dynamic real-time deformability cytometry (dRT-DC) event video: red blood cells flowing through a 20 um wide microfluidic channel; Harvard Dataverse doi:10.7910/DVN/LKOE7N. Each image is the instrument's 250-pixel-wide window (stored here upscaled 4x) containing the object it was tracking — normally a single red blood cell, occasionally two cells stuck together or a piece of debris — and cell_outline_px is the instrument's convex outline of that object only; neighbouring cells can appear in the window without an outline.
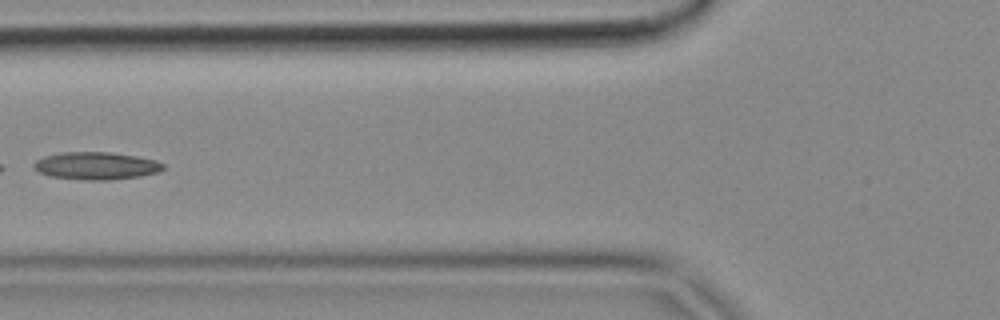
{"species": "common noctule bat (a hibernating species)", "species_latin": "Nyctalus noctula", "temperature_condition": "cold", "stored_images_in_passage": 6, "camera_frame_rate_fps": 3000, "um_per_image_px": 0.085, "animal": {"sex": "female", "body_mass_g": 18.4}, "frame": {"image": 1, "passage_image": 5, "time_ms": 1.333, "image_size_px": [1000, 320], "cell_outline_px": [[164, 168], [160, 172], [140, 176], [112, 180], [84, 180], [52, 176], [40, 172], [32, 168], [32, 164], [36, 160], [44, 156], [60, 152], [112, 152], [136, 156], [156, 160], [164, 164]], "centroid_in_image_um": [8.18, 14.09], "position_along_channel_um": 117.6, "area_um2": 20.92}}